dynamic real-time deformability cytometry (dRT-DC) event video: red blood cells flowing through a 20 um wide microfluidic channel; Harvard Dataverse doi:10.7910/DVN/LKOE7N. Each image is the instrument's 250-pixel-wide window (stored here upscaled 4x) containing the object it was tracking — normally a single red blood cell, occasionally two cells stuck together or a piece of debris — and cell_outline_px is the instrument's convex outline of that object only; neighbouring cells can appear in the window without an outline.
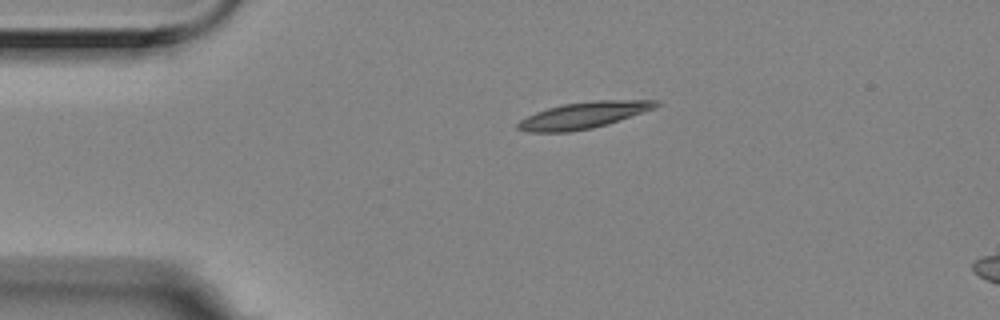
{"species": "Egyptian fruit bat (a non-hibernating species)", "species_latin": "Rousettus aegyptiacus", "temperature_condition": "room temperature", "stored_images_in_passage": 3, "camera_frame_rate_fps": 3000, "um_per_image_px": 0.085, "animal": {"sex": "female"}, "frame": {"image": 1, "passage_image": 1, "time_ms": 0.0, "image_size_px": [1000, 320], "cell_outline_px": [[660, 104], [656, 108], [608, 124], [592, 128], [568, 132], [528, 132], [516, 128], [516, 124], [520, 120], [536, 112], [560, 104], [596, 100], [656, 100]], "centroid_in_image_um": [49.6, 9.79], "position_along_channel_um": 35.4, "area_um2": 21.33}}